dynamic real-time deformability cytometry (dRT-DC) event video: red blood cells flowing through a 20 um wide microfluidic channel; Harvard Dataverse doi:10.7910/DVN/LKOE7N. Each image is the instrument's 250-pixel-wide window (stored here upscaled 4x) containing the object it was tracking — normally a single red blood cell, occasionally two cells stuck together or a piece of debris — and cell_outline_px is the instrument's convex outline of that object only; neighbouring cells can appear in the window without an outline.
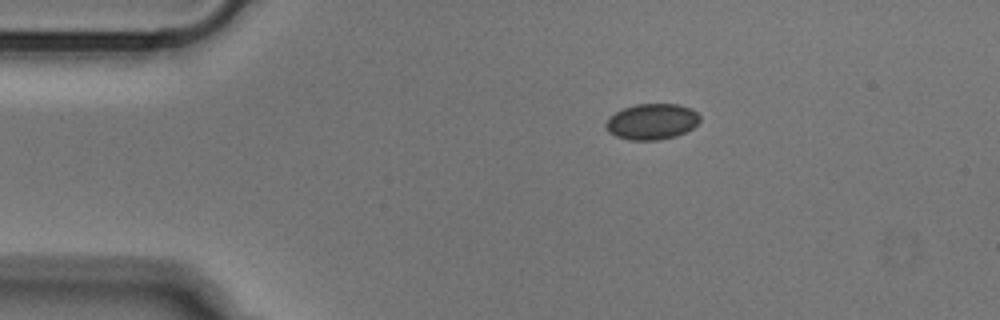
{"species": "Egyptian fruit bat (a non-hibernating species)", "species_latin": "Rousettus aegyptiacus", "temperature_condition": "cold", "stored_images_in_passage": 43, "camera_frame_rate_fps": 3000, "um_per_image_px": 0.085, "animal": {"sex": "male"}, "frame": {"image": 1, "passage_image": 1, "time_ms": 0.0, "image_size_px": [1000, 320], "cell_outline_px": [[700, 120], [692, 128], [676, 136], [656, 140], [628, 140], [616, 136], [608, 132], [604, 128], [604, 124], [608, 116], [624, 108], [636, 104], [680, 104], [692, 108], [700, 116]], "centroid_in_image_um": [55.37, 10.33], "position_along_channel_um": 29.6, "area_um2": 19.83}}
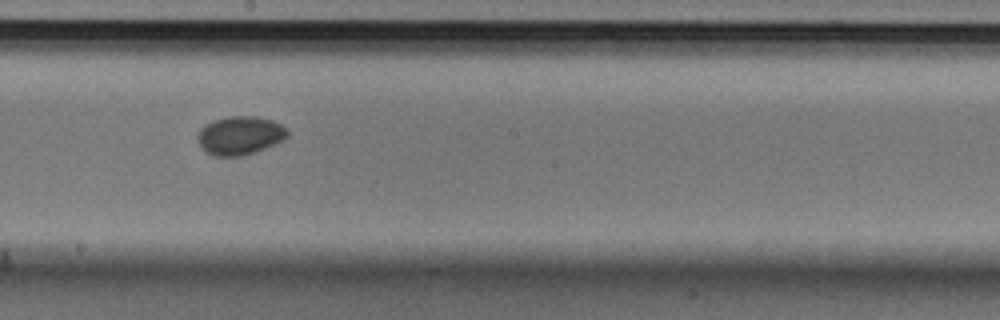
{"frame": {"image": 2, "passage_image": 20, "time_ms": 6.333, "image_size_px": [1000, 320], "cell_outline_px": [[288, 136], [284, 140], [264, 148], [240, 156], [212, 156], [204, 152], [200, 148], [196, 140], [196, 136], [200, 128], [204, 124], [212, 120], [228, 116], [256, 116], [272, 120], [288, 128]], "centroid_in_image_um": [20.34, 11.51], "position_along_channel_um": 227.9, "area_um2": 20.52}}
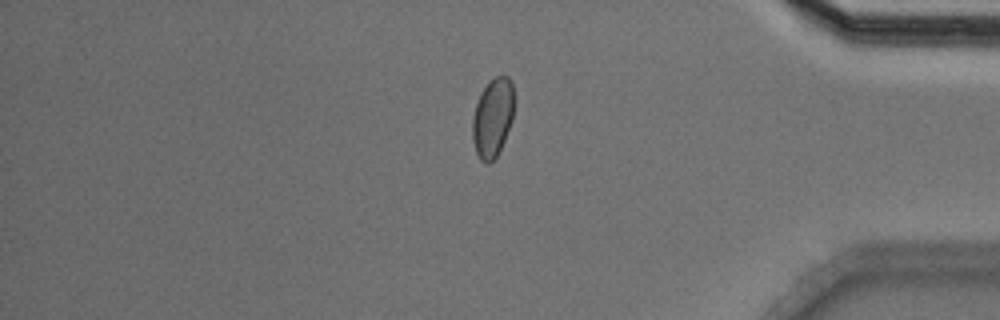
{"frame": {"image": 3, "passage_image": 35, "time_ms": 11.333, "image_size_px": [1000, 320], "cell_outline_px": [[512, 120], [504, 140], [496, 156], [488, 164], [484, 164], [480, 160], [476, 152], [472, 140], [472, 116], [480, 92], [488, 80], [496, 76], [508, 76], [512, 80]], "centroid_in_image_um": [41.84, 9.99], "position_along_channel_um": 393.4, "area_um2": 19.13}}